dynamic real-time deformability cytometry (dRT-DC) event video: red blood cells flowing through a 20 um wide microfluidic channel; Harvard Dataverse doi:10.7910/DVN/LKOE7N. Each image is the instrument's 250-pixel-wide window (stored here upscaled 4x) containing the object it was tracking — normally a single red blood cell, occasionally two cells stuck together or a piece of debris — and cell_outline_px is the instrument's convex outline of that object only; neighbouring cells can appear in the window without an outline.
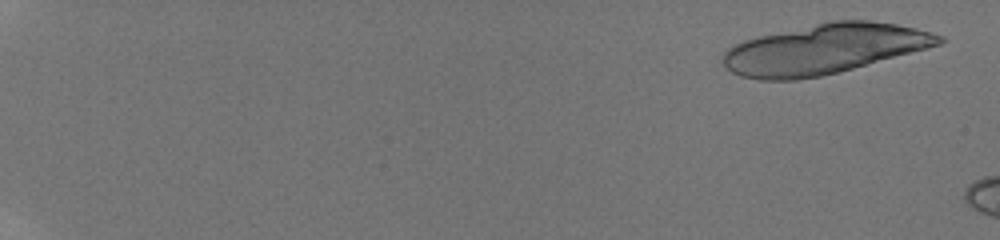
{"species": "human", "species_latin": "Homo sapiens", "temperature_condition": "room temperature", "stored_images_in_passage": 6, "camera_frame_rate_fps": 3000, "um_per_image_px": 0.085, "donor": {"sex": "male"}, "frame": {"image": 1, "passage_image": 2, "time_ms": 0.667, "image_size_px": [1000, 240], "cell_outline_px": [[948, 40], [940, 44], [928, 48], [852, 68], [820, 76], [796, 80], [760, 80], [740, 76], [732, 72], [724, 64], [724, 52], [728, 48], [744, 40], [760, 36], [832, 20], [868, 20], [896, 24], [916, 28], [932, 32], [944, 36]], "centroid_in_image_um": [70.09, 4.16], "position_along_channel_um": 14.9, "area_um2": 62.31}}